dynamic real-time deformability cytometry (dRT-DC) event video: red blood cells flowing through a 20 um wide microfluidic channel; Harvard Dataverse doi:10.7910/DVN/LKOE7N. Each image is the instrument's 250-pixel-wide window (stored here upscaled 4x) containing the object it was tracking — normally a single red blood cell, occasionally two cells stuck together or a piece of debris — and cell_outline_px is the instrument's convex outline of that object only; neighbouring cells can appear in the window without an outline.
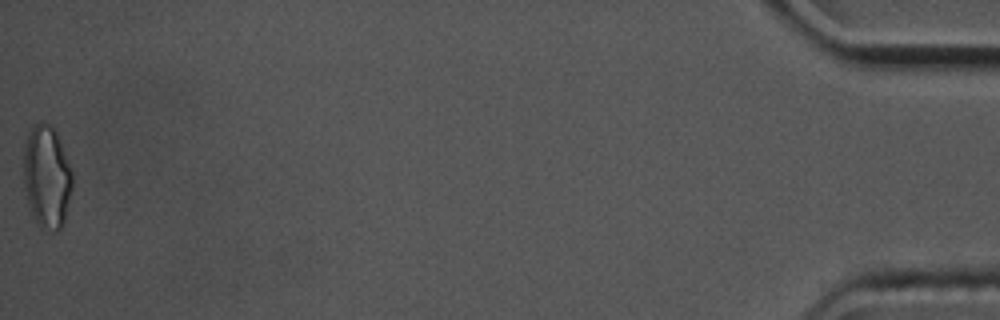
{"species": "common noctule bat (a hibernating species)", "species_latin": "Nyctalus noctula", "temperature_condition": "cold", "stored_images_in_passage": 44, "camera_frame_rate_fps": 3000, "um_per_image_px": 0.085, "animal": {"sex": "male", "body_mass_g": 17.5, "forearm_length_mm": 52.3}, "frame": {"image": 1, "passage_image": 44, "time_ms": 14.333, "image_size_px": [1000, 320], "cell_outline_px": [[72, 188], [64, 220], [60, 228], [56, 232], [40, 228], [36, 224], [28, 204], [24, 184], [24, 148], [28, 132], [32, 124], [40, 120], [52, 124], [56, 132], [72, 172]], "centroid_in_image_um": [3.96, 15.01], "position_along_channel_um": 431.2, "area_um2": 29.36}, "authors_computed_cell_mechanics": {"area_um2": 21.7906, "velocity_mm_per_s": 3.576, "shape_relaxation_time_tau1_ms": 8.7574, "shape_relaxation_time_tau2_ms": 3.8736, "deformation_change_tau1": 0.1684, "deformation_change_tau2": 0.109}}